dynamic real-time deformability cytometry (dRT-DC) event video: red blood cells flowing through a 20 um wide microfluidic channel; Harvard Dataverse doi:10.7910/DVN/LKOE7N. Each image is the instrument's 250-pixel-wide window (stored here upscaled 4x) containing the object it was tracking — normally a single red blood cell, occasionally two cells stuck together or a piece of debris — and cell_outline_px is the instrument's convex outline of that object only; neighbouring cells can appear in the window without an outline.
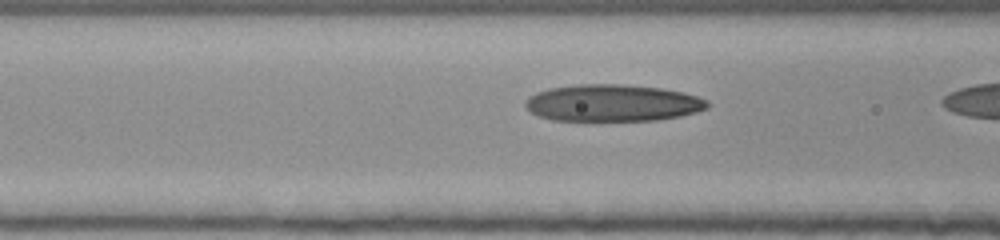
{"species": "human", "species_latin": "Homo sapiens", "temperature_condition": "room temperature", "stored_images_in_passage": 15, "camera_frame_rate_fps": 3000, "um_per_image_px": 0.085, "donor": {"sex": "female"}, "frame": {"image": 1, "passage_image": 14, "time_ms": 4.333, "image_size_px": [1000, 240], "cell_outline_px": [[708, 108], [696, 112], [680, 116], [656, 120], [552, 120], [536, 116], [524, 104], [524, 100], [528, 96], [536, 92], [548, 88], [576, 84], [620, 84], [660, 88], [684, 92], [708, 100]], "centroid_in_image_um": [52.03, 8.74], "position_along_channel_um": 114.6, "area_um2": 39.25}}